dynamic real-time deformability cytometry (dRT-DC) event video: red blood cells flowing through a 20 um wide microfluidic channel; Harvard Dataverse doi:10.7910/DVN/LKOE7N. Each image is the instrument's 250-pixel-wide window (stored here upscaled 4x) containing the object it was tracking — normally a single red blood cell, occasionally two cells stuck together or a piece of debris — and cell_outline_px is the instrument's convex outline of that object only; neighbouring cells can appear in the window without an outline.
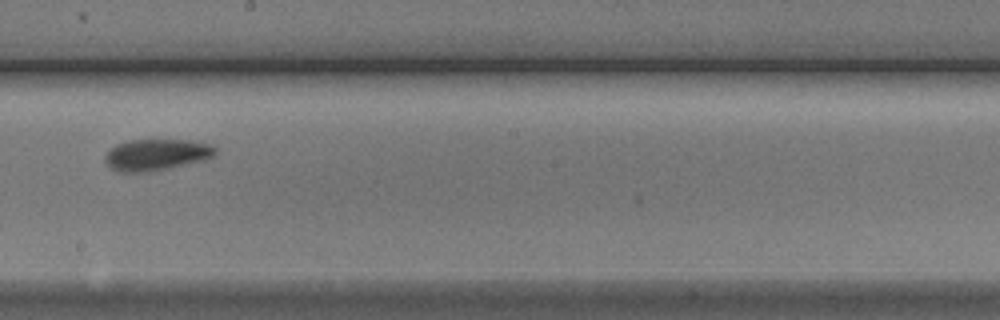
{"species": "Egyptian fruit bat (a non-hibernating species)", "species_latin": "Rousettus aegyptiacus", "temperature_condition": "cold", "stored_images_in_passage": 5, "camera_frame_rate_fps": 3000, "um_per_image_px": 0.085, "animal": {"sex": "male"}, "frame": {"image": 1, "passage_image": 5, "time_ms": 5.333, "image_size_px": [1000, 320], "cell_outline_px": [[216, 152], [212, 156], [200, 160], [168, 168], [136, 172], [124, 172], [112, 168], [104, 160], [104, 156], [116, 144], [128, 140], [192, 140], [212, 144], [216, 148]], "centroid_in_image_um": [13.29, 13.12], "position_along_channel_um": 234.9, "area_um2": 19.71}}